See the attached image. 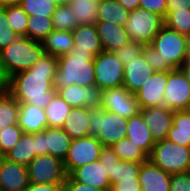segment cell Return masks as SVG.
<instances>
[{"mask_svg": "<svg viewBox=\"0 0 190 191\" xmlns=\"http://www.w3.org/2000/svg\"><path fill=\"white\" fill-rule=\"evenodd\" d=\"M57 67V57L44 53L30 69L18 72L8 79V92L18 103L45 109L56 94L53 80Z\"/></svg>", "mask_w": 190, "mask_h": 191, "instance_id": "obj_1", "label": "cell"}, {"mask_svg": "<svg viewBox=\"0 0 190 191\" xmlns=\"http://www.w3.org/2000/svg\"><path fill=\"white\" fill-rule=\"evenodd\" d=\"M56 75L53 80L55 90L72 84L88 87L95 85L94 56L89 51L73 47L67 54L59 56Z\"/></svg>", "mask_w": 190, "mask_h": 191, "instance_id": "obj_2", "label": "cell"}, {"mask_svg": "<svg viewBox=\"0 0 190 191\" xmlns=\"http://www.w3.org/2000/svg\"><path fill=\"white\" fill-rule=\"evenodd\" d=\"M45 53L42 42L24 36L17 38L0 52V64L7 79L30 69Z\"/></svg>", "mask_w": 190, "mask_h": 191, "instance_id": "obj_3", "label": "cell"}, {"mask_svg": "<svg viewBox=\"0 0 190 191\" xmlns=\"http://www.w3.org/2000/svg\"><path fill=\"white\" fill-rule=\"evenodd\" d=\"M126 118L101 107L89 108V133L104 147H111L126 137Z\"/></svg>", "mask_w": 190, "mask_h": 191, "instance_id": "obj_4", "label": "cell"}, {"mask_svg": "<svg viewBox=\"0 0 190 191\" xmlns=\"http://www.w3.org/2000/svg\"><path fill=\"white\" fill-rule=\"evenodd\" d=\"M160 53V71L168 72L179 69L187 59L185 35L167 28L160 29L150 44Z\"/></svg>", "mask_w": 190, "mask_h": 191, "instance_id": "obj_5", "label": "cell"}, {"mask_svg": "<svg viewBox=\"0 0 190 191\" xmlns=\"http://www.w3.org/2000/svg\"><path fill=\"white\" fill-rule=\"evenodd\" d=\"M149 160L169 174L184 173L188 171L190 165V147L167 139L157 141Z\"/></svg>", "mask_w": 190, "mask_h": 191, "instance_id": "obj_6", "label": "cell"}, {"mask_svg": "<svg viewBox=\"0 0 190 191\" xmlns=\"http://www.w3.org/2000/svg\"><path fill=\"white\" fill-rule=\"evenodd\" d=\"M164 26V18L157 13L137 8L130 11L125 30L130 40L149 45Z\"/></svg>", "mask_w": 190, "mask_h": 191, "instance_id": "obj_7", "label": "cell"}, {"mask_svg": "<svg viewBox=\"0 0 190 191\" xmlns=\"http://www.w3.org/2000/svg\"><path fill=\"white\" fill-rule=\"evenodd\" d=\"M27 169L29 183L64 184L67 177L64 162L50 154L36 156Z\"/></svg>", "mask_w": 190, "mask_h": 191, "instance_id": "obj_8", "label": "cell"}, {"mask_svg": "<svg viewBox=\"0 0 190 191\" xmlns=\"http://www.w3.org/2000/svg\"><path fill=\"white\" fill-rule=\"evenodd\" d=\"M95 85L102 91L123 86L124 65L113 52L102 51L94 57Z\"/></svg>", "mask_w": 190, "mask_h": 191, "instance_id": "obj_9", "label": "cell"}, {"mask_svg": "<svg viewBox=\"0 0 190 191\" xmlns=\"http://www.w3.org/2000/svg\"><path fill=\"white\" fill-rule=\"evenodd\" d=\"M104 146L95 136L72 139L70 149L64 160V169L70 175L76 168L98 160Z\"/></svg>", "mask_w": 190, "mask_h": 191, "instance_id": "obj_10", "label": "cell"}, {"mask_svg": "<svg viewBox=\"0 0 190 191\" xmlns=\"http://www.w3.org/2000/svg\"><path fill=\"white\" fill-rule=\"evenodd\" d=\"M99 107L126 119L138 115L141 109L135 94L129 92L124 86L102 90Z\"/></svg>", "mask_w": 190, "mask_h": 191, "instance_id": "obj_11", "label": "cell"}, {"mask_svg": "<svg viewBox=\"0 0 190 191\" xmlns=\"http://www.w3.org/2000/svg\"><path fill=\"white\" fill-rule=\"evenodd\" d=\"M190 103V84L180 69L168 71L164 106L173 111L185 110Z\"/></svg>", "mask_w": 190, "mask_h": 191, "instance_id": "obj_12", "label": "cell"}, {"mask_svg": "<svg viewBox=\"0 0 190 191\" xmlns=\"http://www.w3.org/2000/svg\"><path fill=\"white\" fill-rule=\"evenodd\" d=\"M168 72L155 71L149 80L136 92L140 108L164 106V92Z\"/></svg>", "mask_w": 190, "mask_h": 191, "instance_id": "obj_13", "label": "cell"}, {"mask_svg": "<svg viewBox=\"0 0 190 191\" xmlns=\"http://www.w3.org/2000/svg\"><path fill=\"white\" fill-rule=\"evenodd\" d=\"M140 114L155 142L166 139L172 127L174 111L165 106L141 108Z\"/></svg>", "mask_w": 190, "mask_h": 191, "instance_id": "obj_14", "label": "cell"}, {"mask_svg": "<svg viewBox=\"0 0 190 191\" xmlns=\"http://www.w3.org/2000/svg\"><path fill=\"white\" fill-rule=\"evenodd\" d=\"M56 93L71 107L97 108L100 106L101 90L96 86L83 87L72 84L56 90Z\"/></svg>", "mask_w": 190, "mask_h": 191, "instance_id": "obj_15", "label": "cell"}, {"mask_svg": "<svg viewBox=\"0 0 190 191\" xmlns=\"http://www.w3.org/2000/svg\"><path fill=\"white\" fill-rule=\"evenodd\" d=\"M28 185L27 167L3 157L0 161V191H24Z\"/></svg>", "mask_w": 190, "mask_h": 191, "instance_id": "obj_16", "label": "cell"}, {"mask_svg": "<svg viewBox=\"0 0 190 191\" xmlns=\"http://www.w3.org/2000/svg\"><path fill=\"white\" fill-rule=\"evenodd\" d=\"M70 176L77 182L90 185L102 191H110L112 185L105 174L104 165L98 160L76 168Z\"/></svg>", "mask_w": 190, "mask_h": 191, "instance_id": "obj_17", "label": "cell"}, {"mask_svg": "<svg viewBox=\"0 0 190 191\" xmlns=\"http://www.w3.org/2000/svg\"><path fill=\"white\" fill-rule=\"evenodd\" d=\"M153 70L146 62L144 55L130 60L124 65L123 86L131 93H136L153 75Z\"/></svg>", "mask_w": 190, "mask_h": 191, "instance_id": "obj_18", "label": "cell"}, {"mask_svg": "<svg viewBox=\"0 0 190 191\" xmlns=\"http://www.w3.org/2000/svg\"><path fill=\"white\" fill-rule=\"evenodd\" d=\"M138 177L142 191H170L171 174L155 166L150 160L141 163Z\"/></svg>", "mask_w": 190, "mask_h": 191, "instance_id": "obj_19", "label": "cell"}, {"mask_svg": "<svg viewBox=\"0 0 190 191\" xmlns=\"http://www.w3.org/2000/svg\"><path fill=\"white\" fill-rule=\"evenodd\" d=\"M103 51L113 52L130 41L125 27L111 22L97 21L95 24Z\"/></svg>", "mask_w": 190, "mask_h": 191, "instance_id": "obj_20", "label": "cell"}, {"mask_svg": "<svg viewBox=\"0 0 190 191\" xmlns=\"http://www.w3.org/2000/svg\"><path fill=\"white\" fill-rule=\"evenodd\" d=\"M126 128V138L130 139L136 146L150 156L156 142L153 140L151 130L145 124L142 115L139 113L129 118Z\"/></svg>", "mask_w": 190, "mask_h": 191, "instance_id": "obj_21", "label": "cell"}, {"mask_svg": "<svg viewBox=\"0 0 190 191\" xmlns=\"http://www.w3.org/2000/svg\"><path fill=\"white\" fill-rule=\"evenodd\" d=\"M18 125L25 133H37L48 127L45 109L32 104L19 103Z\"/></svg>", "mask_w": 190, "mask_h": 191, "instance_id": "obj_22", "label": "cell"}, {"mask_svg": "<svg viewBox=\"0 0 190 191\" xmlns=\"http://www.w3.org/2000/svg\"><path fill=\"white\" fill-rule=\"evenodd\" d=\"M62 129L71 139L89 136V108L72 107Z\"/></svg>", "mask_w": 190, "mask_h": 191, "instance_id": "obj_23", "label": "cell"}, {"mask_svg": "<svg viewBox=\"0 0 190 191\" xmlns=\"http://www.w3.org/2000/svg\"><path fill=\"white\" fill-rule=\"evenodd\" d=\"M74 47L94 57L103 51L95 25L80 24L72 30Z\"/></svg>", "mask_w": 190, "mask_h": 191, "instance_id": "obj_24", "label": "cell"}, {"mask_svg": "<svg viewBox=\"0 0 190 191\" xmlns=\"http://www.w3.org/2000/svg\"><path fill=\"white\" fill-rule=\"evenodd\" d=\"M72 139L61 127L45 128V149L47 154L61 159H66Z\"/></svg>", "mask_w": 190, "mask_h": 191, "instance_id": "obj_25", "label": "cell"}, {"mask_svg": "<svg viewBox=\"0 0 190 191\" xmlns=\"http://www.w3.org/2000/svg\"><path fill=\"white\" fill-rule=\"evenodd\" d=\"M7 160L27 167L36 157L35 133H23L17 144L4 156Z\"/></svg>", "mask_w": 190, "mask_h": 191, "instance_id": "obj_26", "label": "cell"}, {"mask_svg": "<svg viewBox=\"0 0 190 191\" xmlns=\"http://www.w3.org/2000/svg\"><path fill=\"white\" fill-rule=\"evenodd\" d=\"M45 53L59 57L67 54L73 47L72 32L63 30H53L42 41Z\"/></svg>", "mask_w": 190, "mask_h": 191, "instance_id": "obj_27", "label": "cell"}, {"mask_svg": "<svg viewBox=\"0 0 190 191\" xmlns=\"http://www.w3.org/2000/svg\"><path fill=\"white\" fill-rule=\"evenodd\" d=\"M166 139L190 147V114L185 110L174 111L172 127Z\"/></svg>", "mask_w": 190, "mask_h": 191, "instance_id": "obj_28", "label": "cell"}, {"mask_svg": "<svg viewBox=\"0 0 190 191\" xmlns=\"http://www.w3.org/2000/svg\"><path fill=\"white\" fill-rule=\"evenodd\" d=\"M130 11L117 0H104L98 3V21L111 22L125 27Z\"/></svg>", "mask_w": 190, "mask_h": 191, "instance_id": "obj_29", "label": "cell"}, {"mask_svg": "<svg viewBox=\"0 0 190 191\" xmlns=\"http://www.w3.org/2000/svg\"><path fill=\"white\" fill-rule=\"evenodd\" d=\"M71 108L72 107L56 93L45 108L48 127L62 128Z\"/></svg>", "mask_w": 190, "mask_h": 191, "instance_id": "obj_30", "label": "cell"}, {"mask_svg": "<svg viewBox=\"0 0 190 191\" xmlns=\"http://www.w3.org/2000/svg\"><path fill=\"white\" fill-rule=\"evenodd\" d=\"M75 18L80 24L95 25L98 21V3L93 0H69Z\"/></svg>", "mask_w": 190, "mask_h": 191, "instance_id": "obj_31", "label": "cell"}, {"mask_svg": "<svg viewBox=\"0 0 190 191\" xmlns=\"http://www.w3.org/2000/svg\"><path fill=\"white\" fill-rule=\"evenodd\" d=\"M19 103L7 91L0 95V129L18 124Z\"/></svg>", "mask_w": 190, "mask_h": 191, "instance_id": "obj_32", "label": "cell"}, {"mask_svg": "<svg viewBox=\"0 0 190 191\" xmlns=\"http://www.w3.org/2000/svg\"><path fill=\"white\" fill-rule=\"evenodd\" d=\"M111 148L122 161L144 163L149 160V156L126 137L115 143Z\"/></svg>", "mask_w": 190, "mask_h": 191, "instance_id": "obj_33", "label": "cell"}, {"mask_svg": "<svg viewBox=\"0 0 190 191\" xmlns=\"http://www.w3.org/2000/svg\"><path fill=\"white\" fill-rule=\"evenodd\" d=\"M53 30L54 26L51 17L29 16L26 37L41 42Z\"/></svg>", "mask_w": 190, "mask_h": 191, "instance_id": "obj_34", "label": "cell"}, {"mask_svg": "<svg viewBox=\"0 0 190 191\" xmlns=\"http://www.w3.org/2000/svg\"><path fill=\"white\" fill-rule=\"evenodd\" d=\"M51 18L55 30L72 32L73 29L80 25L79 20L73 14V8L67 3L57 5Z\"/></svg>", "mask_w": 190, "mask_h": 191, "instance_id": "obj_35", "label": "cell"}, {"mask_svg": "<svg viewBox=\"0 0 190 191\" xmlns=\"http://www.w3.org/2000/svg\"><path fill=\"white\" fill-rule=\"evenodd\" d=\"M57 5L52 0H23L20 6L29 16L52 17Z\"/></svg>", "mask_w": 190, "mask_h": 191, "instance_id": "obj_36", "label": "cell"}, {"mask_svg": "<svg viewBox=\"0 0 190 191\" xmlns=\"http://www.w3.org/2000/svg\"><path fill=\"white\" fill-rule=\"evenodd\" d=\"M164 25L182 35L190 32V9L172 11L164 18Z\"/></svg>", "mask_w": 190, "mask_h": 191, "instance_id": "obj_37", "label": "cell"}, {"mask_svg": "<svg viewBox=\"0 0 190 191\" xmlns=\"http://www.w3.org/2000/svg\"><path fill=\"white\" fill-rule=\"evenodd\" d=\"M141 163L130 161H118L114 163L113 175H110V183L113 186L120 180L139 178Z\"/></svg>", "mask_w": 190, "mask_h": 191, "instance_id": "obj_38", "label": "cell"}, {"mask_svg": "<svg viewBox=\"0 0 190 191\" xmlns=\"http://www.w3.org/2000/svg\"><path fill=\"white\" fill-rule=\"evenodd\" d=\"M7 17L9 27H11L18 36L26 37L29 15L22 9V7H7Z\"/></svg>", "mask_w": 190, "mask_h": 191, "instance_id": "obj_39", "label": "cell"}, {"mask_svg": "<svg viewBox=\"0 0 190 191\" xmlns=\"http://www.w3.org/2000/svg\"><path fill=\"white\" fill-rule=\"evenodd\" d=\"M23 133L18 124L0 129V153L4 156L17 144Z\"/></svg>", "mask_w": 190, "mask_h": 191, "instance_id": "obj_40", "label": "cell"}, {"mask_svg": "<svg viewBox=\"0 0 190 191\" xmlns=\"http://www.w3.org/2000/svg\"><path fill=\"white\" fill-rule=\"evenodd\" d=\"M144 46L143 43L130 40L118 50L113 51V54L117 56L123 65H126L130 60L138 58L142 54Z\"/></svg>", "mask_w": 190, "mask_h": 191, "instance_id": "obj_41", "label": "cell"}, {"mask_svg": "<svg viewBox=\"0 0 190 191\" xmlns=\"http://www.w3.org/2000/svg\"><path fill=\"white\" fill-rule=\"evenodd\" d=\"M17 36L15 31L9 27L7 7L0 8V52L10 45Z\"/></svg>", "mask_w": 190, "mask_h": 191, "instance_id": "obj_42", "label": "cell"}, {"mask_svg": "<svg viewBox=\"0 0 190 191\" xmlns=\"http://www.w3.org/2000/svg\"><path fill=\"white\" fill-rule=\"evenodd\" d=\"M99 161L104 165L105 174L110 181V175H113L114 163L120 161L118 155L111 147H103L100 153Z\"/></svg>", "mask_w": 190, "mask_h": 191, "instance_id": "obj_43", "label": "cell"}, {"mask_svg": "<svg viewBox=\"0 0 190 191\" xmlns=\"http://www.w3.org/2000/svg\"><path fill=\"white\" fill-rule=\"evenodd\" d=\"M170 191H190V176L187 172L171 174Z\"/></svg>", "mask_w": 190, "mask_h": 191, "instance_id": "obj_44", "label": "cell"}, {"mask_svg": "<svg viewBox=\"0 0 190 191\" xmlns=\"http://www.w3.org/2000/svg\"><path fill=\"white\" fill-rule=\"evenodd\" d=\"M166 0H139V8L166 17Z\"/></svg>", "mask_w": 190, "mask_h": 191, "instance_id": "obj_45", "label": "cell"}, {"mask_svg": "<svg viewBox=\"0 0 190 191\" xmlns=\"http://www.w3.org/2000/svg\"><path fill=\"white\" fill-rule=\"evenodd\" d=\"M142 54L149 66L155 70L160 71L161 58L160 53L155 50L150 44L145 45Z\"/></svg>", "mask_w": 190, "mask_h": 191, "instance_id": "obj_46", "label": "cell"}, {"mask_svg": "<svg viewBox=\"0 0 190 191\" xmlns=\"http://www.w3.org/2000/svg\"><path fill=\"white\" fill-rule=\"evenodd\" d=\"M110 191H142L139 178L120 180L115 183Z\"/></svg>", "mask_w": 190, "mask_h": 191, "instance_id": "obj_47", "label": "cell"}, {"mask_svg": "<svg viewBox=\"0 0 190 191\" xmlns=\"http://www.w3.org/2000/svg\"><path fill=\"white\" fill-rule=\"evenodd\" d=\"M64 191H102L90 185H85L75 181L70 175H67L63 184Z\"/></svg>", "mask_w": 190, "mask_h": 191, "instance_id": "obj_48", "label": "cell"}, {"mask_svg": "<svg viewBox=\"0 0 190 191\" xmlns=\"http://www.w3.org/2000/svg\"><path fill=\"white\" fill-rule=\"evenodd\" d=\"M24 191H64L63 184H36L29 183Z\"/></svg>", "mask_w": 190, "mask_h": 191, "instance_id": "obj_49", "label": "cell"}, {"mask_svg": "<svg viewBox=\"0 0 190 191\" xmlns=\"http://www.w3.org/2000/svg\"><path fill=\"white\" fill-rule=\"evenodd\" d=\"M166 16L172 11L190 9V0H166Z\"/></svg>", "mask_w": 190, "mask_h": 191, "instance_id": "obj_50", "label": "cell"}, {"mask_svg": "<svg viewBox=\"0 0 190 191\" xmlns=\"http://www.w3.org/2000/svg\"><path fill=\"white\" fill-rule=\"evenodd\" d=\"M36 140V156L47 155V149H45V129L43 131L35 133Z\"/></svg>", "mask_w": 190, "mask_h": 191, "instance_id": "obj_51", "label": "cell"}, {"mask_svg": "<svg viewBox=\"0 0 190 191\" xmlns=\"http://www.w3.org/2000/svg\"><path fill=\"white\" fill-rule=\"evenodd\" d=\"M128 11L139 8V0H117Z\"/></svg>", "mask_w": 190, "mask_h": 191, "instance_id": "obj_52", "label": "cell"}, {"mask_svg": "<svg viewBox=\"0 0 190 191\" xmlns=\"http://www.w3.org/2000/svg\"><path fill=\"white\" fill-rule=\"evenodd\" d=\"M8 91V79L5 77L0 64V95Z\"/></svg>", "mask_w": 190, "mask_h": 191, "instance_id": "obj_53", "label": "cell"}, {"mask_svg": "<svg viewBox=\"0 0 190 191\" xmlns=\"http://www.w3.org/2000/svg\"><path fill=\"white\" fill-rule=\"evenodd\" d=\"M183 74L186 76V79L189 81L190 84V58H187L179 68Z\"/></svg>", "mask_w": 190, "mask_h": 191, "instance_id": "obj_54", "label": "cell"}, {"mask_svg": "<svg viewBox=\"0 0 190 191\" xmlns=\"http://www.w3.org/2000/svg\"><path fill=\"white\" fill-rule=\"evenodd\" d=\"M23 0H0V8L20 6Z\"/></svg>", "mask_w": 190, "mask_h": 191, "instance_id": "obj_55", "label": "cell"}, {"mask_svg": "<svg viewBox=\"0 0 190 191\" xmlns=\"http://www.w3.org/2000/svg\"><path fill=\"white\" fill-rule=\"evenodd\" d=\"M185 45H186L187 58H190V32L187 35H185Z\"/></svg>", "mask_w": 190, "mask_h": 191, "instance_id": "obj_56", "label": "cell"}, {"mask_svg": "<svg viewBox=\"0 0 190 191\" xmlns=\"http://www.w3.org/2000/svg\"><path fill=\"white\" fill-rule=\"evenodd\" d=\"M52 1L56 2V3L59 5V4H65V3H67L69 0H52Z\"/></svg>", "mask_w": 190, "mask_h": 191, "instance_id": "obj_57", "label": "cell"}, {"mask_svg": "<svg viewBox=\"0 0 190 191\" xmlns=\"http://www.w3.org/2000/svg\"><path fill=\"white\" fill-rule=\"evenodd\" d=\"M185 111H186L188 114H190V103L187 105Z\"/></svg>", "mask_w": 190, "mask_h": 191, "instance_id": "obj_58", "label": "cell"}, {"mask_svg": "<svg viewBox=\"0 0 190 191\" xmlns=\"http://www.w3.org/2000/svg\"><path fill=\"white\" fill-rule=\"evenodd\" d=\"M93 1L96 2V3H99V2H102L104 0H93Z\"/></svg>", "mask_w": 190, "mask_h": 191, "instance_id": "obj_59", "label": "cell"}, {"mask_svg": "<svg viewBox=\"0 0 190 191\" xmlns=\"http://www.w3.org/2000/svg\"><path fill=\"white\" fill-rule=\"evenodd\" d=\"M187 173H188V174H189V176H190V165H189V169H188Z\"/></svg>", "mask_w": 190, "mask_h": 191, "instance_id": "obj_60", "label": "cell"}, {"mask_svg": "<svg viewBox=\"0 0 190 191\" xmlns=\"http://www.w3.org/2000/svg\"><path fill=\"white\" fill-rule=\"evenodd\" d=\"M2 158H3V155L0 153V161H1Z\"/></svg>", "mask_w": 190, "mask_h": 191, "instance_id": "obj_61", "label": "cell"}]
</instances>
